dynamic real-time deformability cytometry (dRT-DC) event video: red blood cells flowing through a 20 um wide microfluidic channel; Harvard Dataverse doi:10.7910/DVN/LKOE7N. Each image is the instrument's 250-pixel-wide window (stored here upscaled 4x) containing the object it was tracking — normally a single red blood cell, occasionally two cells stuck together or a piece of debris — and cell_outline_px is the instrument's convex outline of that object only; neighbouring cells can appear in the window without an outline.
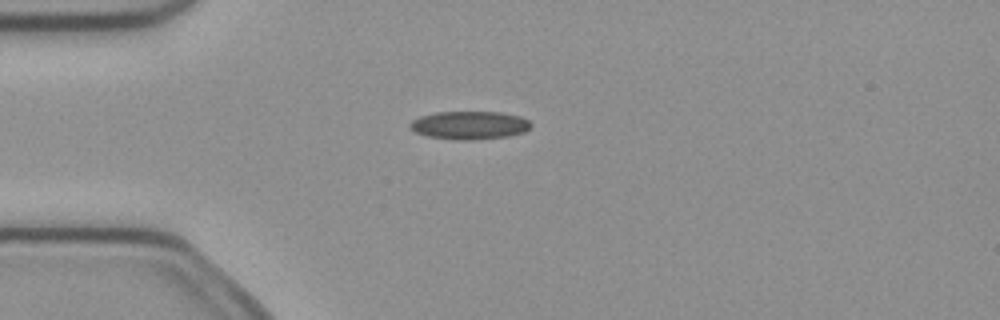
{"species": "common noctule bat (a hibernating species)", "species_latin": "Nyctalus noctula", "temperature_condition": "cold", "stored_images_in_passage": 5, "camera_frame_rate_fps": 3000, "um_per_image_px": 0.085, "animal": {"sex": "female", "body_mass_g": 21.9}, "frame": {"image": 1, "passage_image": 4, "time_ms": 1.0, "image_size_px": [1000, 320], "cell_outline_px": [[532, 124], [524, 132], [508, 136], [472, 140], [452, 140], [428, 136], [416, 132], [408, 128], [408, 124], [412, 120], [420, 116], [436, 112], [500, 112], [520, 116], [528, 120]], "centroid_in_image_um": [39.87, 10.64], "position_along_channel_um": 45.1, "area_um2": 19.94}}